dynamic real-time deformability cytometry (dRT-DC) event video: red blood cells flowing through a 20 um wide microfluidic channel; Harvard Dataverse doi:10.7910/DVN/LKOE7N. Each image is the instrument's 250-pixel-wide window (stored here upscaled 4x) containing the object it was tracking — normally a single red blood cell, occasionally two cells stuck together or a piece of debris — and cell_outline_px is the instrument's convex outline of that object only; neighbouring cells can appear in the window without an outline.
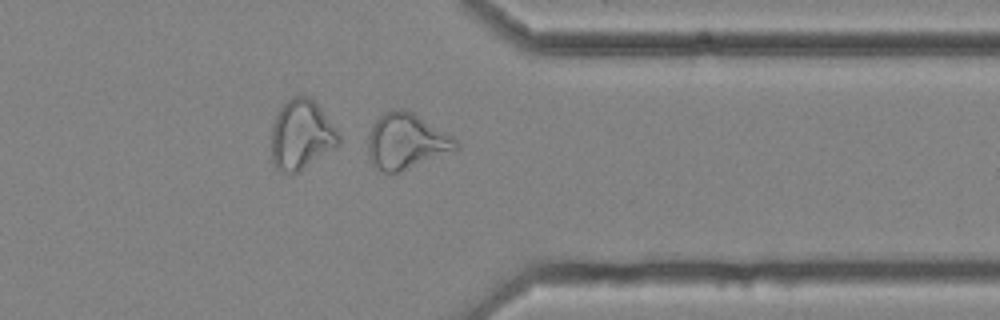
{"species": "common noctule bat (a hibernating species)", "species_latin": "Nyctalus noctula", "temperature_condition": "cold", "stored_images_in_passage": 36, "camera_frame_rate_fps": 3000, "um_per_image_px": 0.085, "animal": {"sex": "female", "body_mass_g": 25.1}, "frame": {"image": 1, "passage_image": 26, "time_ms": 8.333, "image_size_px": [1000, 320], "cell_outline_px": [[460, 148], [400, 172], [384, 172], [376, 168], [372, 164], [368, 156], [368, 132], [372, 124], [384, 112], [396, 108], [404, 108], [412, 112], [452, 136], [460, 144]], "centroid_in_image_um": [34.5, 12.01], "position_along_channel_um": 376.9, "area_um2": 28.5}}